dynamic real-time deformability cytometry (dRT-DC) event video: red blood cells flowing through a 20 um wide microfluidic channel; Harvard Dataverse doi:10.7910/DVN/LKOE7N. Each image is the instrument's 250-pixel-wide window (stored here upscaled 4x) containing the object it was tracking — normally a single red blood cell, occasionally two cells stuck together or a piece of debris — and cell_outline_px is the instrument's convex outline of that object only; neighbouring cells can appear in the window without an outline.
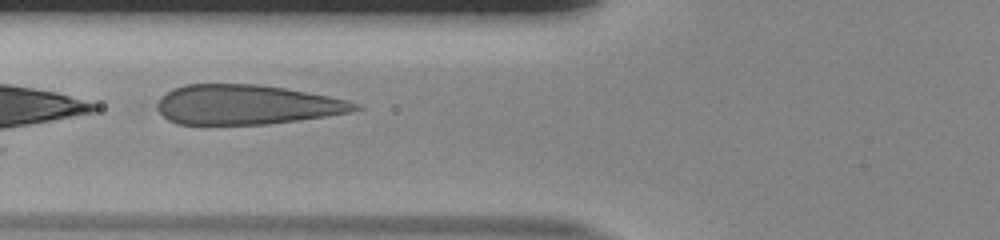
{"species": "human", "species_latin": "Homo sapiens", "temperature_condition": "room temperature", "stored_images_in_passage": 23, "camera_frame_rate_fps": 3000, "um_per_image_px": 0.085, "donor": {"sex": "male"}, "frame": {"image": 1, "passage_image": 21, "time_ms": 6.667, "image_size_px": [1000, 240], "cell_outline_px": [[364, 108], [352, 112], [328, 116], [268, 124], [176, 124], [168, 120], [152, 108], [152, 104], [160, 96], [172, 88], [184, 84], [256, 84], [284, 88], [308, 92], [348, 100], [360, 104]], "centroid_in_image_um": [20.89, 8.9], "position_along_channel_um": 104.9, "area_um2": 46.41}}